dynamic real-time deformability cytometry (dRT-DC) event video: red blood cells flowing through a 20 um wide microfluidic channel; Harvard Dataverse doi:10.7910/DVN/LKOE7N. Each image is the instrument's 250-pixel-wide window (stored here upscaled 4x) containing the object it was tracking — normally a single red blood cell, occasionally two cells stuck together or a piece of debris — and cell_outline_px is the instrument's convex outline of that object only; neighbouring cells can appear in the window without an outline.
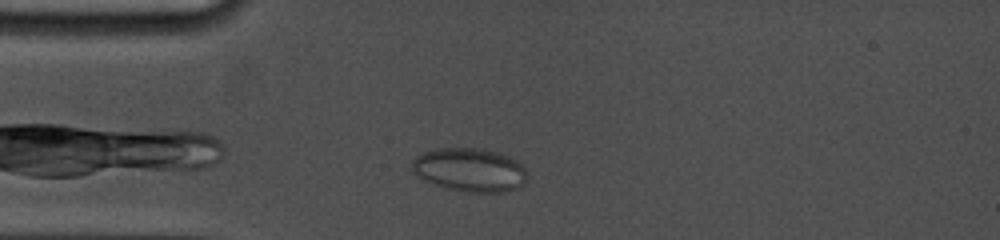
{"species": "common noctule bat (a hibernating species)", "species_latin": "Nyctalus noctula", "temperature_condition": "cold", "stored_images_in_passage": 32, "camera_frame_rate_fps": 5000, "um_per_image_px": 0.085, "animal": {"sex": "female", "body_mass_g": 19.0, "forearm_length_mm": 53.3}, "frame": {"image": 1, "passage_image": 3, "time_ms": 0.6, "image_size_px": [1000, 240], "cell_outline_px": [[528, 176], [524, 184], [516, 188], [504, 192], [468, 192], [444, 188], [424, 180], [416, 176], [408, 168], [412, 160], [416, 156], [424, 152], [440, 148], [484, 148], [508, 156], [516, 160], [524, 168]], "centroid_in_image_um": [39.89, 14.44], "position_along_channel_um": 45.1, "area_um2": 29.59}}
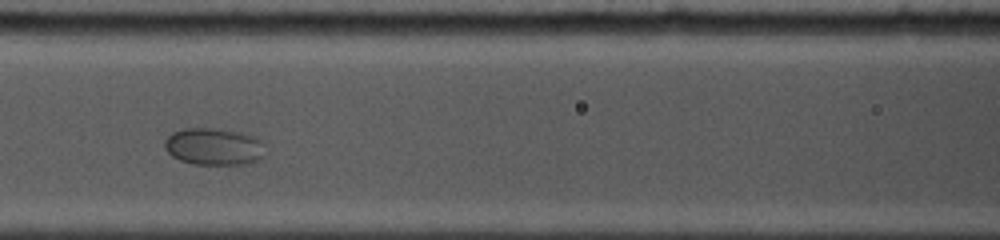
{"frame": {"image": 2, "passage_image": 12, "time_ms": 3.8, "image_size_px": [1000, 240], "cell_outline_px": [[264, 156], [260, 160], [252, 164], [192, 164], [180, 160], [172, 156], [164, 148], [164, 140], [172, 132], [184, 128], [212, 128], [244, 132], [256, 136], [260, 140]], "centroid_in_image_um": [18.18, 12.46], "position_along_channel_um": 148.4, "area_um2": 22.02}}
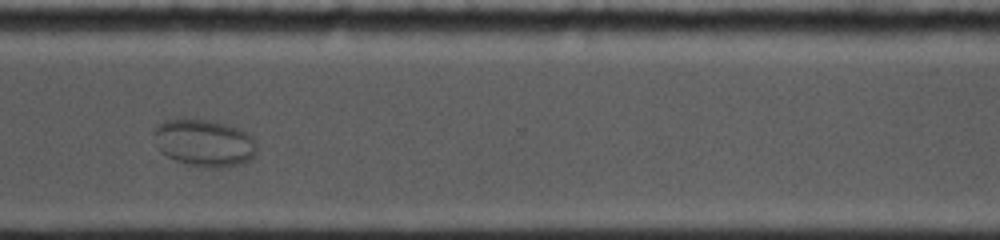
{"frame": {"image": 3, "passage_image": 29, "time_ms": 9.4, "image_size_px": [1000, 240], "cell_outline_px": [[256, 152], [252, 160], [244, 164], [220, 168], [204, 168], [176, 160], [160, 152], [156, 148], [152, 136], [152, 132], [164, 120], [212, 120], [236, 128], [252, 136], [256, 144]], "centroid_in_image_um": [17.36, 12.18], "position_along_channel_um": 353.2, "area_um2": 28.38}}